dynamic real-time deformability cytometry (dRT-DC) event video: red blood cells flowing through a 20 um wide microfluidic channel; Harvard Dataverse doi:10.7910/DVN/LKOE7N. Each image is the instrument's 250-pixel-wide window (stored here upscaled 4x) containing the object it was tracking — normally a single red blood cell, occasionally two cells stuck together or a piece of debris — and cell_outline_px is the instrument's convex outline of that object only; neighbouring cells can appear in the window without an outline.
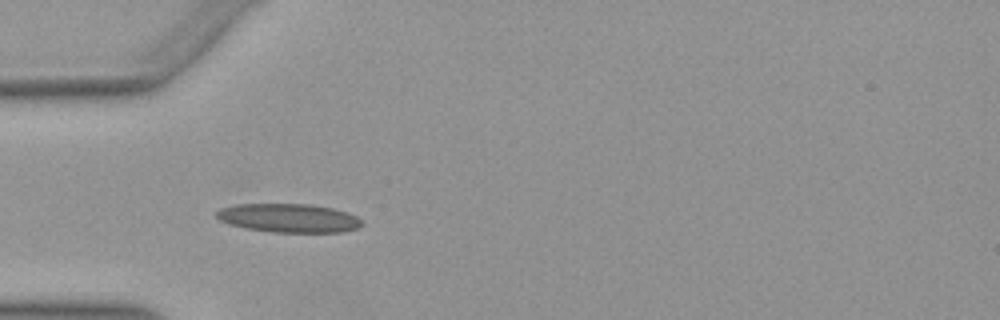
{"species": "Egyptian fruit bat (a non-hibernating species)", "species_latin": "Rousettus aegyptiacus", "temperature_condition": "warm", "stored_images_in_passage": 27, "camera_frame_rate_fps": 3000, "um_per_image_px": 0.085, "animal": {"sex": "female"}, "frame": {"image": 1, "passage_image": 6, "time_ms": 1.667, "image_size_px": [1000, 320], "cell_outline_px": [[364, 224], [356, 228], [344, 232], [272, 232], [244, 228], [220, 220], [216, 216], [216, 212], [220, 208], [236, 204], [308, 204], [332, 208], [348, 212], [356, 216]], "centroid_in_image_um": [24.55, 18.53], "position_along_channel_um": 60.5, "area_um2": 24.28}}
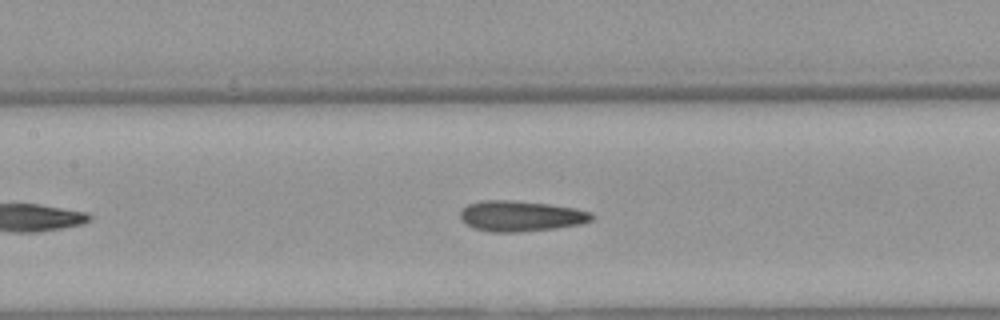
{"frame": {"image": 2, "passage_image": 14, "time_ms": 4.333, "image_size_px": [1000, 320], "cell_outline_px": [[596, 216], [592, 220], [584, 224], [556, 228], [520, 232], [492, 232], [472, 228], [464, 224], [460, 220], [460, 212], [468, 204], [480, 200], [512, 200], [548, 204], [576, 208], [592, 212]], "centroid_in_image_um": [44.28, 18.37], "position_along_channel_um": 163.1, "area_um2": 23.87}}
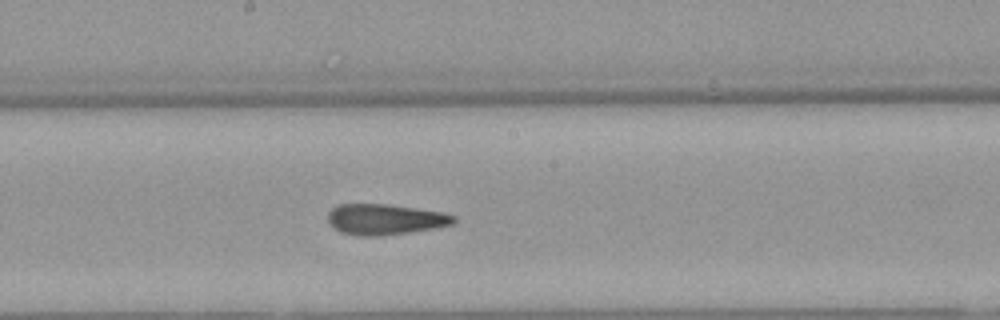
{"frame": {"image": 3, "passage_image": 18, "time_ms": 5.667, "image_size_px": [1000, 320], "cell_outline_px": [[456, 220], [452, 224], [436, 228], [380, 236], [360, 236], [340, 232], [328, 220], [328, 212], [332, 208], [340, 204], [388, 204], [444, 212], [456, 216]], "centroid_in_image_um": [32.75, 18.64], "position_along_channel_um": 215.4, "area_um2": 22.48}}